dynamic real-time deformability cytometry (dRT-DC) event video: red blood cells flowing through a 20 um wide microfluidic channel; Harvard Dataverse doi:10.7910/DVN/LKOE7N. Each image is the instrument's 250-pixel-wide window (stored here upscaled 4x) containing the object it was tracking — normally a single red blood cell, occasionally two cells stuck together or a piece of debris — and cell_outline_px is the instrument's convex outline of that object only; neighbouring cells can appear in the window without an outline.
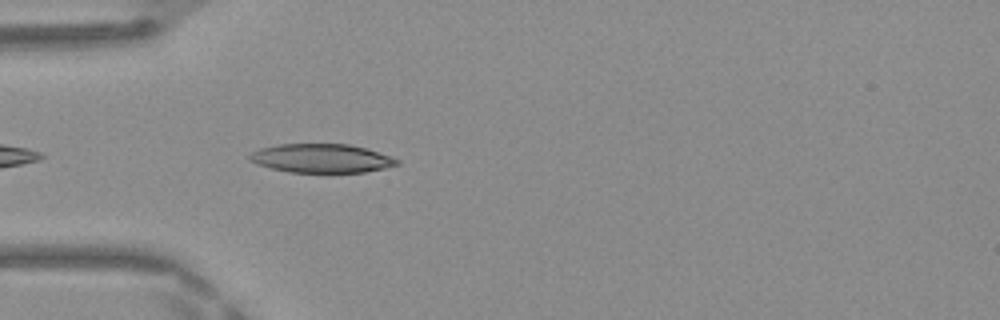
{"species": "Egyptian fruit bat (a non-hibernating species)", "species_latin": "Rousettus aegyptiacus", "temperature_condition": "warm", "stored_images_in_passage": 4, "camera_frame_rate_fps": 3000, "um_per_image_px": 0.085, "frame": {"image": 1, "passage_image": 1, "time_ms": 0.0, "image_size_px": [1000, 320], "cell_outline_px": [[400, 164], [384, 168], [364, 172], [288, 172], [256, 164], [248, 160], [248, 156], [252, 152], [260, 148], [280, 144], [348, 144], [364, 148], [392, 156], [400, 160]], "centroid_in_image_um": [27.32, 13.46], "position_along_channel_um": 57.7, "area_um2": 24.68}}